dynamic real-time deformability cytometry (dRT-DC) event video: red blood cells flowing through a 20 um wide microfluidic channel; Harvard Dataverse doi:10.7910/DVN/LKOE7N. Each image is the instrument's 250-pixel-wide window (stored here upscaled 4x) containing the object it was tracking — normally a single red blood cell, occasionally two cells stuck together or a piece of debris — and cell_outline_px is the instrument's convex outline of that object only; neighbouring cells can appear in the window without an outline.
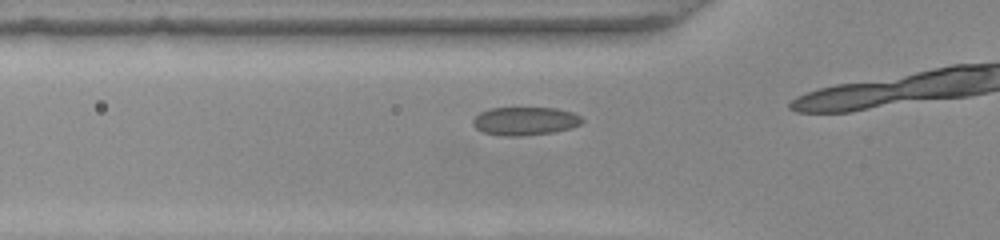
{"species": "common noctule bat (a hibernating species)", "species_latin": "Nyctalus noctula", "temperature_condition": "warm", "stored_images_in_passage": 11, "camera_frame_rate_fps": 3000, "um_per_image_px": 0.085, "animal": {"sex": "female", "body_mass_g": 22.0, "forearm_length_mm": 56.7}, "frame": {"image": 1, "passage_image": 7, "time_ms": 2.0, "image_size_px": [1000, 240], "cell_outline_px": [[584, 120], [580, 124], [568, 128], [552, 132], [516, 136], [508, 136], [484, 132], [476, 128], [472, 124], [472, 120], [480, 112], [488, 108], [556, 108], [572, 112], [580, 116]], "centroid_in_image_um": [44.6, 10.27], "position_along_channel_um": 81.2, "area_um2": 17.74}}
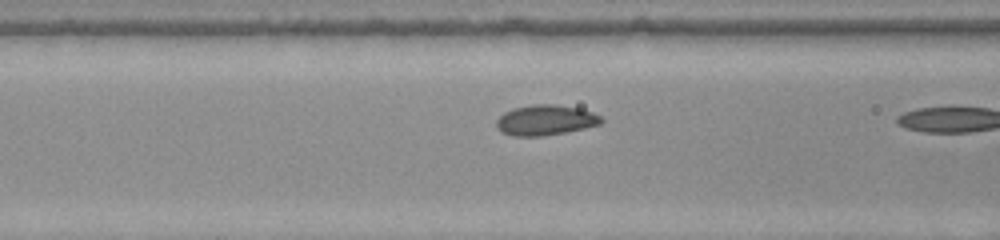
{"frame": {"image": 2, "passage_image": 10, "time_ms": 3.0, "image_size_px": [1000, 240], "cell_outline_px": [[604, 120], [600, 124], [584, 128], [564, 132], [540, 136], [512, 136], [500, 132], [496, 128], [496, 120], [504, 112], [512, 108], [532, 104], [556, 104], [580, 108], [592, 112], [600, 116]], "centroid_in_image_um": [46.33, 10.2], "position_along_channel_um": 120.3, "area_um2": 18.67}}